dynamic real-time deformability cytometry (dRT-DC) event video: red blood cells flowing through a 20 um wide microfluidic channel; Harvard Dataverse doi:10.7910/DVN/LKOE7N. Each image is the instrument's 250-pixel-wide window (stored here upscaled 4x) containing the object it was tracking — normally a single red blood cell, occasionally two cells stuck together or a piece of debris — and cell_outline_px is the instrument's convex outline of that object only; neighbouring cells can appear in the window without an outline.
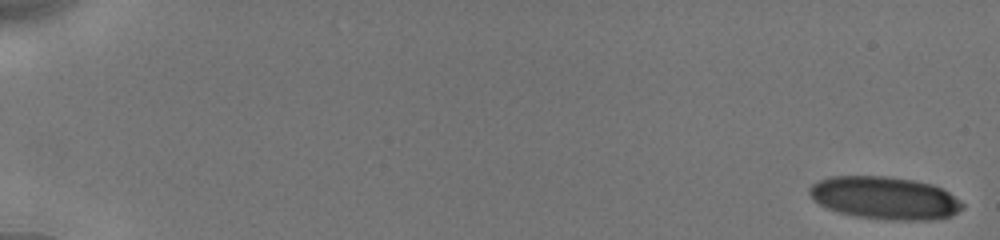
{"species": "human", "species_latin": "Homo sapiens", "temperature_condition": "cold", "stored_images_in_passage": 11, "camera_frame_rate_fps": 3000, "um_per_image_px": 0.085, "donor": {"sex": "male"}, "frame": {"image": 1, "passage_image": 1, "time_ms": 0.0, "image_size_px": [1000, 240], "cell_outline_px": [[964, 208], [952, 216], [928, 220], [888, 220], [856, 216], [840, 212], [828, 208], [820, 204], [808, 192], [808, 188], [812, 184], [820, 180], [832, 176], [888, 176], [912, 180], [932, 184], [948, 192], [960, 200], [964, 204]], "centroid_in_image_um": [75.23, 16.83], "position_along_channel_um": 9.8, "area_um2": 37.92}}
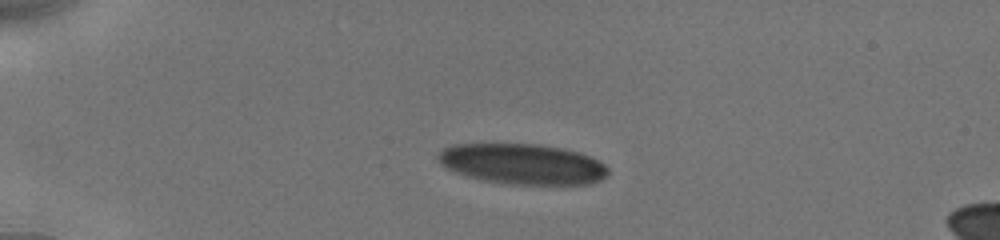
{"frame": {"image": 2, "passage_image": 8, "time_ms": 4.333, "image_size_px": [1000, 240], "cell_outline_px": [[608, 176], [592, 184], [508, 184], [484, 180], [468, 176], [456, 172], [440, 164], [436, 156], [444, 148], [452, 144], [540, 144], [564, 148], [580, 152], [592, 156], [600, 160], [608, 168]], "centroid_in_image_um": [44.46, 13.93], "position_along_channel_um": 40.5, "area_um2": 40.34}}
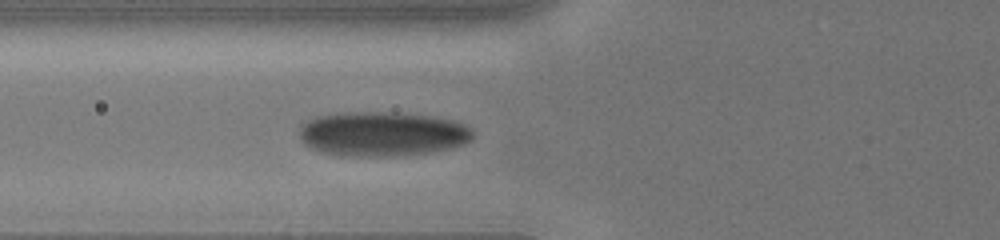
{"frame": {"image": 3, "passage_image": 11, "time_ms": 7.0, "image_size_px": [1000, 240], "cell_outline_px": [[472, 140], [464, 144], [452, 148], [404, 156], [340, 156], [320, 152], [304, 144], [300, 140], [300, 124], [316, 116], [348, 112], [376, 112], [428, 116], [452, 120], [464, 124], [472, 128]], "centroid_in_image_um": [32.47, 11.4], "position_along_channel_um": 93.3, "area_um2": 45.14}}